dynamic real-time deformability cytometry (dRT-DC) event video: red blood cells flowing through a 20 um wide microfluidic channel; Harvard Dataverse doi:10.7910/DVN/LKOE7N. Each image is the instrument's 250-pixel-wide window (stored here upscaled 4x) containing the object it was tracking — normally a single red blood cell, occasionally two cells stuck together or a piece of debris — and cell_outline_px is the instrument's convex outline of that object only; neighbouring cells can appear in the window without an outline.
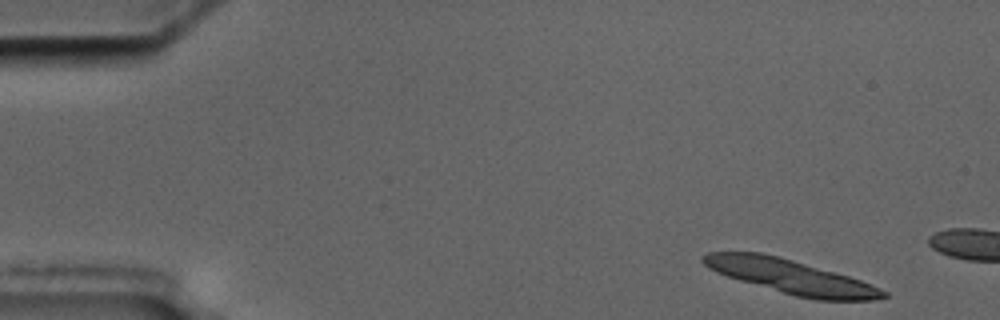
{"species": "common noctule bat (a hibernating species)", "species_latin": "Nyctalus noctula", "temperature_condition": "cold", "stored_images_in_passage": 2, "camera_frame_rate_fps": 3000, "um_per_image_px": 0.085, "animal": {"sex": "male", "body_mass_g": 17.5, "forearm_length_mm": 52.3}, "frame": {"image": 1, "passage_image": 1, "time_ms": 0.0, "image_size_px": [1000, 320], "cell_outline_px": [[888, 296], [872, 300], [816, 300], [796, 296], [740, 280], [716, 272], [708, 268], [700, 260], [700, 256], [708, 252], [760, 252], [780, 256], [848, 276], [860, 280], [880, 288], [888, 292]], "centroid_in_image_um": [67.2, 23.5], "position_along_channel_um": 17.8, "area_um2": 35.49}}